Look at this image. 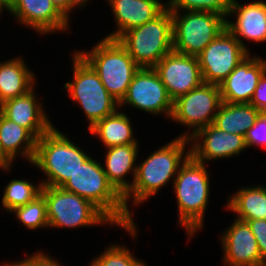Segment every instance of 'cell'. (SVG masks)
I'll return each mask as SVG.
<instances>
[{
  "instance_id": "603a6c76",
  "label": "cell",
  "mask_w": 266,
  "mask_h": 266,
  "mask_svg": "<svg viewBox=\"0 0 266 266\" xmlns=\"http://www.w3.org/2000/svg\"><path fill=\"white\" fill-rule=\"evenodd\" d=\"M36 74L28 68L22 57L0 62V104L25 95L35 86Z\"/></svg>"
},
{
  "instance_id": "cb8c5ba5",
  "label": "cell",
  "mask_w": 266,
  "mask_h": 266,
  "mask_svg": "<svg viewBox=\"0 0 266 266\" xmlns=\"http://www.w3.org/2000/svg\"><path fill=\"white\" fill-rule=\"evenodd\" d=\"M225 206L231 214L237 215L238 220H266V185L240 186L234 195L227 198Z\"/></svg>"
},
{
  "instance_id": "836d02e7",
  "label": "cell",
  "mask_w": 266,
  "mask_h": 266,
  "mask_svg": "<svg viewBox=\"0 0 266 266\" xmlns=\"http://www.w3.org/2000/svg\"><path fill=\"white\" fill-rule=\"evenodd\" d=\"M250 104L260 112H266V72L258 81L257 87L250 100Z\"/></svg>"
},
{
  "instance_id": "e0dca14e",
  "label": "cell",
  "mask_w": 266,
  "mask_h": 266,
  "mask_svg": "<svg viewBox=\"0 0 266 266\" xmlns=\"http://www.w3.org/2000/svg\"><path fill=\"white\" fill-rule=\"evenodd\" d=\"M232 15L236 16L235 22L228 19L232 18ZM226 28L236 37L242 47L251 53L244 39L256 43L266 42V2L258 0L241 4L237 0H231L230 10L226 17Z\"/></svg>"
},
{
  "instance_id": "9a60e30c",
  "label": "cell",
  "mask_w": 266,
  "mask_h": 266,
  "mask_svg": "<svg viewBox=\"0 0 266 266\" xmlns=\"http://www.w3.org/2000/svg\"><path fill=\"white\" fill-rule=\"evenodd\" d=\"M22 26L40 35L65 32L70 21L57 9L51 0H14L7 10Z\"/></svg>"
},
{
  "instance_id": "9c48e42d",
  "label": "cell",
  "mask_w": 266,
  "mask_h": 266,
  "mask_svg": "<svg viewBox=\"0 0 266 266\" xmlns=\"http://www.w3.org/2000/svg\"><path fill=\"white\" fill-rule=\"evenodd\" d=\"M183 12L171 11L173 50L198 56L226 28V17L210 11Z\"/></svg>"
},
{
  "instance_id": "3957f363",
  "label": "cell",
  "mask_w": 266,
  "mask_h": 266,
  "mask_svg": "<svg viewBox=\"0 0 266 266\" xmlns=\"http://www.w3.org/2000/svg\"><path fill=\"white\" fill-rule=\"evenodd\" d=\"M206 165L190 155L172 182L178 207V225L186 230L188 238H193L205 225L203 220L211 198V179Z\"/></svg>"
},
{
  "instance_id": "5bb4252c",
  "label": "cell",
  "mask_w": 266,
  "mask_h": 266,
  "mask_svg": "<svg viewBox=\"0 0 266 266\" xmlns=\"http://www.w3.org/2000/svg\"><path fill=\"white\" fill-rule=\"evenodd\" d=\"M189 140L190 155L207 165L213 160L239 156L247 149L245 136L221 131L213 124L201 128Z\"/></svg>"
},
{
  "instance_id": "d6986e66",
  "label": "cell",
  "mask_w": 266,
  "mask_h": 266,
  "mask_svg": "<svg viewBox=\"0 0 266 266\" xmlns=\"http://www.w3.org/2000/svg\"><path fill=\"white\" fill-rule=\"evenodd\" d=\"M38 101L34 87L25 95L0 104V112L39 139L53 127V124L45 112L42 101Z\"/></svg>"
},
{
  "instance_id": "7a4b0ae2",
  "label": "cell",
  "mask_w": 266,
  "mask_h": 266,
  "mask_svg": "<svg viewBox=\"0 0 266 266\" xmlns=\"http://www.w3.org/2000/svg\"><path fill=\"white\" fill-rule=\"evenodd\" d=\"M187 145L190 146L188 138L177 136L137 164L132 187L123 196L125 207L132 216L134 212L129 210V202L132 199L133 206H141L164 188L167 182L174 181L180 166L190 156V148Z\"/></svg>"
},
{
  "instance_id": "74e56055",
  "label": "cell",
  "mask_w": 266,
  "mask_h": 266,
  "mask_svg": "<svg viewBox=\"0 0 266 266\" xmlns=\"http://www.w3.org/2000/svg\"><path fill=\"white\" fill-rule=\"evenodd\" d=\"M14 0H0L2 4H4L7 8L13 3Z\"/></svg>"
},
{
  "instance_id": "d590c367",
  "label": "cell",
  "mask_w": 266,
  "mask_h": 266,
  "mask_svg": "<svg viewBox=\"0 0 266 266\" xmlns=\"http://www.w3.org/2000/svg\"><path fill=\"white\" fill-rule=\"evenodd\" d=\"M57 9L68 19V0H51Z\"/></svg>"
},
{
  "instance_id": "484cf974",
  "label": "cell",
  "mask_w": 266,
  "mask_h": 266,
  "mask_svg": "<svg viewBox=\"0 0 266 266\" xmlns=\"http://www.w3.org/2000/svg\"><path fill=\"white\" fill-rule=\"evenodd\" d=\"M261 112L250 103L222 102L213 125L221 131L245 136Z\"/></svg>"
},
{
  "instance_id": "f546056e",
  "label": "cell",
  "mask_w": 266,
  "mask_h": 266,
  "mask_svg": "<svg viewBox=\"0 0 266 266\" xmlns=\"http://www.w3.org/2000/svg\"><path fill=\"white\" fill-rule=\"evenodd\" d=\"M231 0H169L170 11H210L227 17Z\"/></svg>"
},
{
  "instance_id": "8d00e7d4",
  "label": "cell",
  "mask_w": 266,
  "mask_h": 266,
  "mask_svg": "<svg viewBox=\"0 0 266 266\" xmlns=\"http://www.w3.org/2000/svg\"><path fill=\"white\" fill-rule=\"evenodd\" d=\"M12 166V163L4 156L0 149V170L8 173L9 170L11 171Z\"/></svg>"
},
{
  "instance_id": "7c38bea8",
  "label": "cell",
  "mask_w": 266,
  "mask_h": 266,
  "mask_svg": "<svg viewBox=\"0 0 266 266\" xmlns=\"http://www.w3.org/2000/svg\"><path fill=\"white\" fill-rule=\"evenodd\" d=\"M128 105L152 115H165L168 120L173 110V100L154 68L140 67L131 81L126 95L119 102V110Z\"/></svg>"
},
{
  "instance_id": "d4e9b609",
  "label": "cell",
  "mask_w": 266,
  "mask_h": 266,
  "mask_svg": "<svg viewBox=\"0 0 266 266\" xmlns=\"http://www.w3.org/2000/svg\"><path fill=\"white\" fill-rule=\"evenodd\" d=\"M129 116L117 110L114 114L96 122L89 130L92 136L106 147L138 144Z\"/></svg>"
},
{
  "instance_id": "5b68a950",
  "label": "cell",
  "mask_w": 266,
  "mask_h": 266,
  "mask_svg": "<svg viewBox=\"0 0 266 266\" xmlns=\"http://www.w3.org/2000/svg\"><path fill=\"white\" fill-rule=\"evenodd\" d=\"M73 80L64 85L67 95L77 102L88 120L90 129L96 122L114 114L119 102L103 86L97 72L75 50L72 53Z\"/></svg>"
},
{
  "instance_id": "4fadbf2b",
  "label": "cell",
  "mask_w": 266,
  "mask_h": 266,
  "mask_svg": "<svg viewBox=\"0 0 266 266\" xmlns=\"http://www.w3.org/2000/svg\"><path fill=\"white\" fill-rule=\"evenodd\" d=\"M153 68L173 101L204 82L197 56L172 50Z\"/></svg>"
},
{
  "instance_id": "e575fe53",
  "label": "cell",
  "mask_w": 266,
  "mask_h": 266,
  "mask_svg": "<svg viewBox=\"0 0 266 266\" xmlns=\"http://www.w3.org/2000/svg\"><path fill=\"white\" fill-rule=\"evenodd\" d=\"M90 0H68V20L70 19V15L75 8L83 9Z\"/></svg>"
},
{
  "instance_id": "ffe728a7",
  "label": "cell",
  "mask_w": 266,
  "mask_h": 266,
  "mask_svg": "<svg viewBox=\"0 0 266 266\" xmlns=\"http://www.w3.org/2000/svg\"><path fill=\"white\" fill-rule=\"evenodd\" d=\"M111 7L116 29L104 38L117 40L123 33L153 20L166 7L160 0H106Z\"/></svg>"
},
{
  "instance_id": "44dd1931",
  "label": "cell",
  "mask_w": 266,
  "mask_h": 266,
  "mask_svg": "<svg viewBox=\"0 0 266 266\" xmlns=\"http://www.w3.org/2000/svg\"><path fill=\"white\" fill-rule=\"evenodd\" d=\"M105 149L103 170L108 181L124 196L131 189L135 178L139 144L112 146ZM128 173L133 175L131 182L130 179L129 181L125 179Z\"/></svg>"
},
{
  "instance_id": "1f68e13d",
  "label": "cell",
  "mask_w": 266,
  "mask_h": 266,
  "mask_svg": "<svg viewBox=\"0 0 266 266\" xmlns=\"http://www.w3.org/2000/svg\"><path fill=\"white\" fill-rule=\"evenodd\" d=\"M26 258L19 260V261H12L11 262H6L8 266H62L59 261L56 259H53L49 254H46L42 250L39 252L37 251L36 253H32V255L28 256L26 254Z\"/></svg>"
},
{
  "instance_id": "2e32d148",
  "label": "cell",
  "mask_w": 266,
  "mask_h": 266,
  "mask_svg": "<svg viewBox=\"0 0 266 266\" xmlns=\"http://www.w3.org/2000/svg\"><path fill=\"white\" fill-rule=\"evenodd\" d=\"M220 234L225 266H266L247 222L235 219Z\"/></svg>"
},
{
  "instance_id": "ba28073f",
  "label": "cell",
  "mask_w": 266,
  "mask_h": 266,
  "mask_svg": "<svg viewBox=\"0 0 266 266\" xmlns=\"http://www.w3.org/2000/svg\"><path fill=\"white\" fill-rule=\"evenodd\" d=\"M49 228H82L113 223L90 201L61 187L42 186Z\"/></svg>"
},
{
  "instance_id": "6da1fadb",
  "label": "cell",
  "mask_w": 266,
  "mask_h": 266,
  "mask_svg": "<svg viewBox=\"0 0 266 266\" xmlns=\"http://www.w3.org/2000/svg\"><path fill=\"white\" fill-rule=\"evenodd\" d=\"M96 206L112 223L135 238L138 230L125 207L123 196L108 181L101 162L89 157L61 186Z\"/></svg>"
},
{
  "instance_id": "8fae6325",
  "label": "cell",
  "mask_w": 266,
  "mask_h": 266,
  "mask_svg": "<svg viewBox=\"0 0 266 266\" xmlns=\"http://www.w3.org/2000/svg\"><path fill=\"white\" fill-rule=\"evenodd\" d=\"M250 53L225 28L197 56L205 83L219 85Z\"/></svg>"
},
{
  "instance_id": "d6a6232c",
  "label": "cell",
  "mask_w": 266,
  "mask_h": 266,
  "mask_svg": "<svg viewBox=\"0 0 266 266\" xmlns=\"http://www.w3.org/2000/svg\"><path fill=\"white\" fill-rule=\"evenodd\" d=\"M246 222L250 226L251 231L256 238L260 254L263 260L266 262V220L256 219V220H247Z\"/></svg>"
},
{
  "instance_id": "f1b7e54d",
  "label": "cell",
  "mask_w": 266,
  "mask_h": 266,
  "mask_svg": "<svg viewBox=\"0 0 266 266\" xmlns=\"http://www.w3.org/2000/svg\"><path fill=\"white\" fill-rule=\"evenodd\" d=\"M95 257L90 266H147L145 261L136 258L126 245L117 243L110 245L102 254Z\"/></svg>"
},
{
  "instance_id": "8992f818",
  "label": "cell",
  "mask_w": 266,
  "mask_h": 266,
  "mask_svg": "<svg viewBox=\"0 0 266 266\" xmlns=\"http://www.w3.org/2000/svg\"><path fill=\"white\" fill-rule=\"evenodd\" d=\"M97 72L106 90L120 102L139 66L115 39L102 38L89 51H77Z\"/></svg>"
},
{
  "instance_id": "7402d4cb",
  "label": "cell",
  "mask_w": 266,
  "mask_h": 266,
  "mask_svg": "<svg viewBox=\"0 0 266 266\" xmlns=\"http://www.w3.org/2000/svg\"><path fill=\"white\" fill-rule=\"evenodd\" d=\"M36 145L37 138L28 129L6 118L0 112V149L12 164L18 156L32 164Z\"/></svg>"
},
{
  "instance_id": "52a82bcc",
  "label": "cell",
  "mask_w": 266,
  "mask_h": 266,
  "mask_svg": "<svg viewBox=\"0 0 266 266\" xmlns=\"http://www.w3.org/2000/svg\"><path fill=\"white\" fill-rule=\"evenodd\" d=\"M172 15L166 7L147 23L123 33L117 40L139 67L153 68L173 50Z\"/></svg>"
},
{
  "instance_id": "4dcf8cb0",
  "label": "cell",
  "mask_w": 266,
  "mask_h": 266,
  "mask_svg": "<svg viewBox=\"0 0 266 266\" xmlns=\"http://www.w3.org/2000/svg\"><path fill=\"white\" fill-rule=\"evenodd\" d=\"M247 148L262 146L266 148V112H261L255 124L245 134Z\"/></svg>"
},
{
  "instance_id": "f35d334b",
  "label": "cell",
  "mask_w": 266,
  "mask_h": 266,
  "mask_svg": "<svg viewBox=\"0 0 266 266\" xmlns=\"http://www.w3.org/2000/svg\"><path fill=\"white\" fill-rule=\"evenodd\" d=\"M4 10H8V8L0 2V15L3 14L2 11L4 12Z\"/></svg>"
},
{
  "instance_id": "ac0fdd59",
  "label": "cell",
  "mask_w": 266,
  "mask_h": 266,
  "mask_svg": "<svg viewBox=\"0 0 266 266\" xmlns=\"http://www.w3.org/2000/svg\"><path fill=\"white\" fill-rule=\"evenodd\" d=\"M266 72V59L248 55L219 84L222 102L250 103L258 81Z\"/></svg>"
},
{
  "instance_id": "83f0119b",
  "label": "cell",
  "mask_w": 266,
  "mask_h": 266,
  "mask_svg": "<svg viewBox=\"0 0 266 266\" xmlns=\"http://www.w3.org/2000/svg\"><path fill=\"white\" fill-rule=\"evenodd\" d=\"M10 213L14 214V217L27 229H49L47 204L42 194L24 206L15 208Z\"/></svg>"
},
{
  "instance_id": "30bf717a",
  "label": "cell",
  "mask_w": 266,
  "mask_h": 266,
  "mask_svg": "<svg viewBox=\"0 0 266 266\" xmlns=\"http://www.w3.org/2000/svg\"><path fill=\"white\" fill-rule=\"evenodd\" d=\"M221 104L222 98L219 86L203 82L195 89L173 101L170 120L187 126L188 131H184L179 137L189 139L201 128L213 124Z\"/></svg>"
},
{
  "instance_id": "4316f807",
  "label": "cell",
  "mask_w": 266,
  "mask_h": 266,
  "mask_svg": "<svg viewBox=\"0 0 266 266\" xmlns=\"http://www.w3.org/2000/svg\"><path fill=\"white\" fill-rule=\"evenodd\" d=\"M42 184L35 185L24 179H13L4 187L1 204L3 210L10 213L17 207L24 206L41 194Z\"/></svg>"
},
{
  "instance_id": "277c9868",
  "label": "cell",
  "mask_w": 266,
  "mask_h": 266,
  "mask_svg": "<svg viewBox=\"0 0 266 266\" xmlns=\"http://www.w3.org/2000/svg\"><path fill=\"white\" fill-rule=\"evenodd\" d=\"M90 155L56 127L37 139L32 166L39 168L45 179L42 186L61 187Z\"/></svg>"
}]
</instances>
